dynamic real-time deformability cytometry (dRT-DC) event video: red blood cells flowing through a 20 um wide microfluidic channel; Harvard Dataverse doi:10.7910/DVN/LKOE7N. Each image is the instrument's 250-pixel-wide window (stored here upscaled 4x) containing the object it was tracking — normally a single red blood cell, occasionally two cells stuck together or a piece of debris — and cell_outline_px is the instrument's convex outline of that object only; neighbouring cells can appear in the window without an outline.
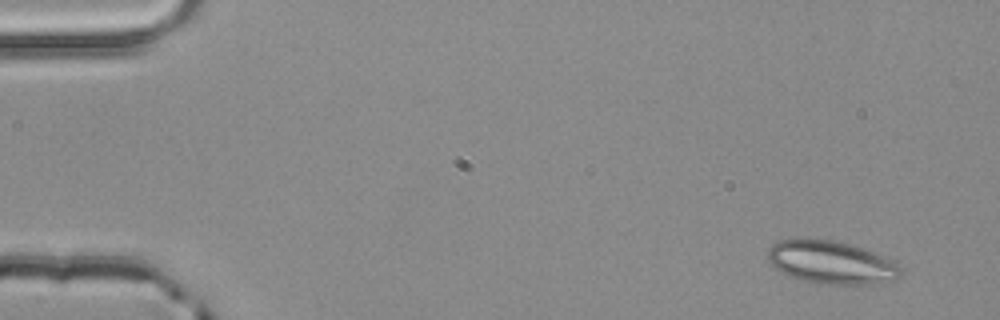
{"species": "common noctule bat (a hibernating species)", "species_latin": "Nyctalus noctula", "temperature_condition": "room temperature", "stored_images_in_passage": 4, "camera_frame_rate_fps": 3000, "um_per_image_px": 0.085, "animal": {"sex": "male", "body_mass_g": 20.4}, "frame": {"image": 1, "passage_image": 1, "time_ms": 0.0, "image_size_px": [1000, 320], "cell_outline_px": [[904, 272], [896, 280], [868, 284], [816, 284], [788, 276], [780, 272], [768, 260], [768, 248], [772, 244], [780, 240], [832, 240], [864, 248], [876, 252], [884, 256], [896, 264]], "centroid_in_image_um": [70.67, 22.33], "position_along_channel_um": 14.3, "area_um2": 33.18}}